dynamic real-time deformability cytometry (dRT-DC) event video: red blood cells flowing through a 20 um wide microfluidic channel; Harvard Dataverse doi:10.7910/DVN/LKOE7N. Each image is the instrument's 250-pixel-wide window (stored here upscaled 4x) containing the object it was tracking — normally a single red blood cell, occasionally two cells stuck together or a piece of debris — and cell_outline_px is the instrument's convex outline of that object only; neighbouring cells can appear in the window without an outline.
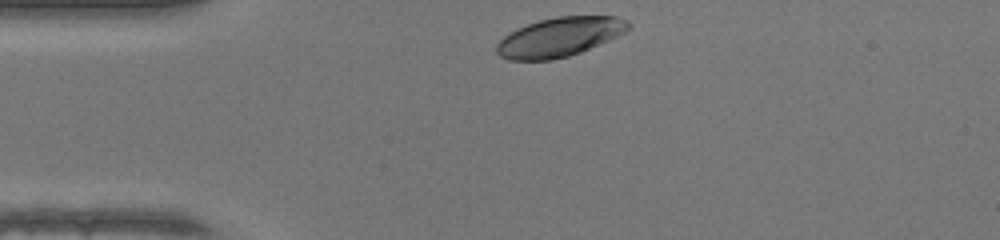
{"species": "human", "species_latin": "Homo sapiens", "temperature_condition": "warm", "stored_images_in_passage": 29, "camera_frame_rate_fps": 3000, "um_per_image_px": 0.085, "donor": {"sex": "female"}, "frame": {"image": 1, "passage_image": 1, "time_ms": 0.0, "image_size_px": [1000, 240], "cell_outline_px": [[632, 28], [608, 40], [580, 52], [568, 56], [552, 60], [508, 60], [500, 56], [496, 52], [496, 44], [504, 36], [516, 28], [540, 20], [556, 16], [616, 16], [628, 20], [632, 24]], "centroid_in_image_um": [47.56, 3.14], "position_along_channel_um": 37.4, "area_um2": 30.11}}
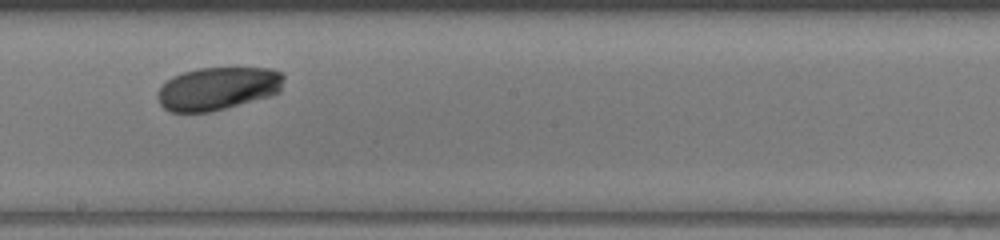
{"frame": {"image": 2, "passage_image": 17, "time_ms": 5.333, "image_size_px": [1000, 240], "cell_outline_px": [[284, 76], [280, 92], [272, 96], [208, 112], [168, 112], [160, 104], [156, 96], [156, 92], [172, 76], [196, 68], [272, 68], [280, 72]], "centroid_in_image_um": [18.51, 7.52], "position_along_channel_um": 229.7, "area_um2": 31.73}}
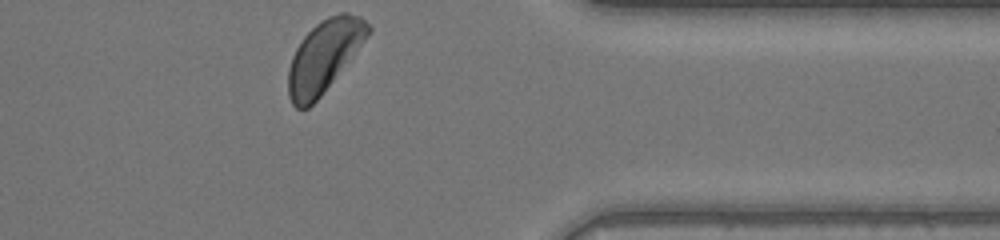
{"frame": {"image": 3, "passage_image": 29, "time_ms": 9.333, "image_size_px": [1000, 240], "cell_outline_px": [[372, 32], [320, 96], [308, 108], [296, 108], [292, 104], [288, 96], [288, 68], [292, 56], [296, 48], [304, 36], [320, 20], [328, 16], [340, 12], [348, 12], [360, 16], [372, 28]], "centroid_in_image_um": [27.55, 4.75], "position_along_channel_um": 383.9, "area_um2": 33.18}, "authors_computed_cell_mechanics": {"area_um2": 31.8478, "velocity_mm_per_s": 4.2434, "shape_relaxation_time_tau1_ms": 1.6922, "shape_relaxation_time_tau2_ms": null, "deformation_change_tau1": 0.0929, "deformation_change_tau2": null}}